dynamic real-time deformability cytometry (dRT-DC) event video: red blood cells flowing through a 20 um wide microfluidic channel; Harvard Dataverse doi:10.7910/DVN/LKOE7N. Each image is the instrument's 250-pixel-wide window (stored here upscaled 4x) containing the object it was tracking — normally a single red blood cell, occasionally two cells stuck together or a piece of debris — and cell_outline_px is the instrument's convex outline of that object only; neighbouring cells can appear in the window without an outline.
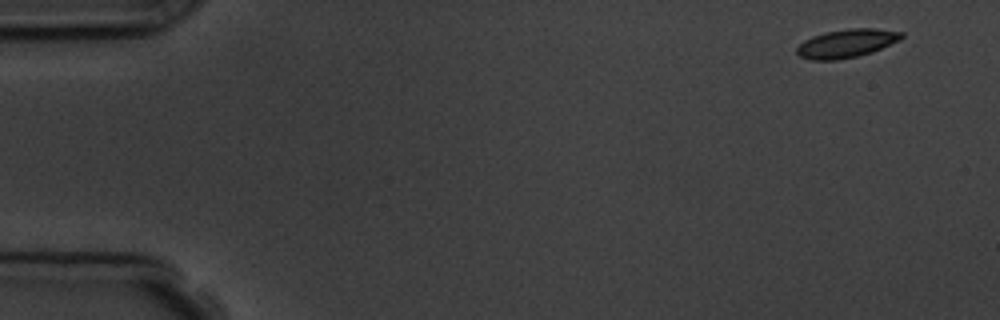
{"species": "common noctule bat (a hibernating species)", "species_latin": "Nyctalus noctula", "temperature_condition": "room temperature", "stored_images_in_passage": 4, "camera_frame_rate_fps": 3000, "um_per_image_px": 0.085, "animal": {"sex": "male", "body_mass_g": 19.5, "forearm_length_mm": 54.6}, "frame": {"image": 1, "passage_image": 1, "time_ms": 0.0, "image_size_px": [1000, 320], "cell_outline_px": [[904, 36], [900, 40], [872, 52], [856, 56], [836, 60], [812, 60], [800, 56], [796, 52], [796, 48], [804, 40], [812, 36], [824, 32], [852, 28], [876, 28], [904, 32]], "centroid_in_image_um": [71.97, 3.68], "position_along_channel_um": 13.0, "area_um2": 17.34}}
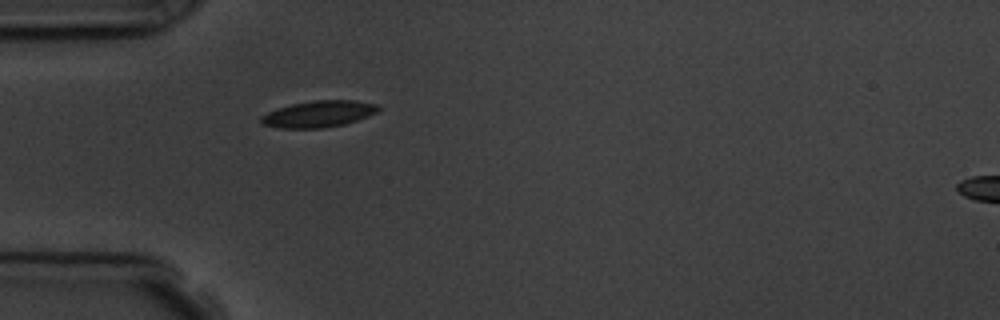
{"frame": {"image": 2, "passage_image": 4, "time_ms": 4.333, "image_size_px": [1000, 320], "cell_outline_px": [[380, 108], [376, 112], [368, 116], [344, 124], [320, 128], [280, 128], [264, 124], [260, 120], [260, 116], [276, 108], [292, 104], [312, 100], [356, 100], [380, 104]], "centroid_in_image_um": [27.1, 9.67], "position_along_channel_um": 57.9, "area_um2": 18.09}}